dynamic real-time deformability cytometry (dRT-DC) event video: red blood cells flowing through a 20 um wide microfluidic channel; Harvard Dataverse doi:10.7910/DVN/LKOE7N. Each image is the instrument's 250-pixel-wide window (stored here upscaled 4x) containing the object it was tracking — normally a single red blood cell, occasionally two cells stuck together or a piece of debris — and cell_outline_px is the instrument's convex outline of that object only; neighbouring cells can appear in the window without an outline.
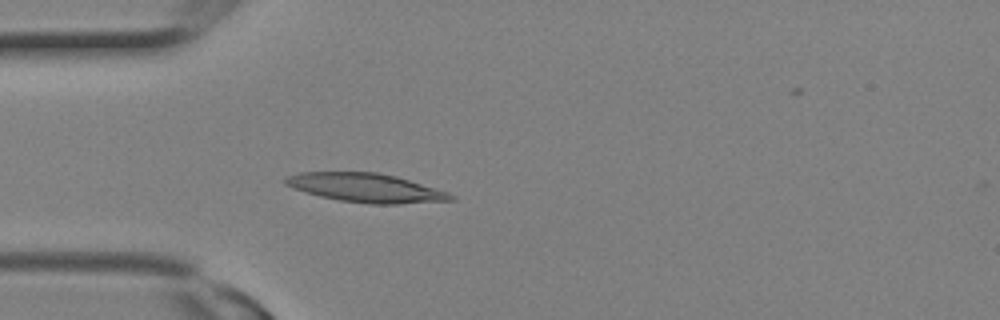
{"species": "Egyptian fruit bat (a non-hibernating species)", "species_latin": "Rousettus aegyptiacus", "temperature_condition": "room temperature", "stored_images_in_passage": 6, "camera_frame_rate_fps": 3000, "um_per_image_px": 0.085, "animal": {"sex": "female"}, "frame": {"image": 1, "passage_image": 4, "time_ms": 1.0, "image_size_px": [1000, 320], "cell_outline_px": [[456, 200], [396, 204], [368, 204], [340, 200], [320, 196], [284, 184], [284, 180], [288, 176], [300, 172], [380, 172], [396, 176], [448, 192], [456, 196]], "centroid_in_image_um": [31.15, 15.96], "position_along_channel_um": 53.9, "area_um2": 27.63}}
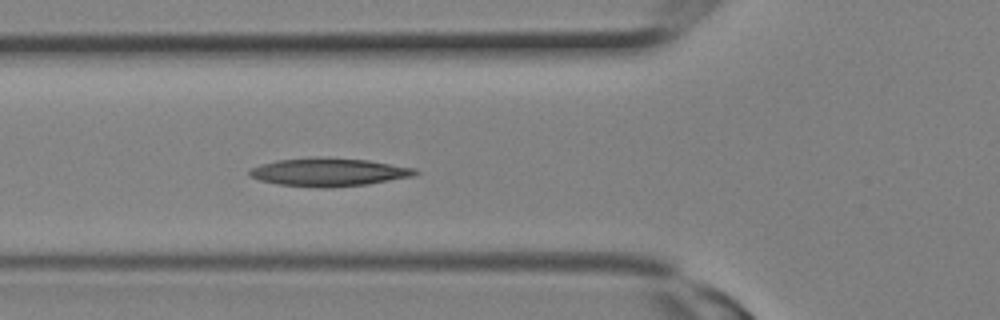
{"frame": {"image": 2, "passage_image": 6, "time_ms": 1.667, "image_size_px": [1000, 320], "cell_outline_px": [[420, 172], [416, 176], [368, 184], [332, 188], [324, 188], [280, 184], [260, 180], [248, 176], [248, 172], [252, 168], [260, 164], [276, 160], [308, 156], [328, 156], [368, 160], [416, 168]], "centroid_in_image_um": [27.97, 14.61], "position_along_channel_um": 97.8, "area_um2": 27.8}}